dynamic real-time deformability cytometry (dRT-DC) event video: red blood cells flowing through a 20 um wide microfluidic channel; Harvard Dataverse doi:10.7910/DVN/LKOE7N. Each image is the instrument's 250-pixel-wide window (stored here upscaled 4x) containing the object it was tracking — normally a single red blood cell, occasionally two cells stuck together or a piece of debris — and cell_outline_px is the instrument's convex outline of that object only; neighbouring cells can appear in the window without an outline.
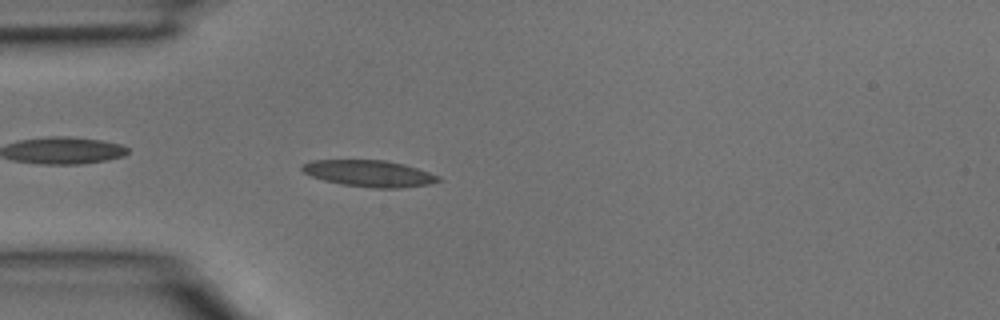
{"species": "common noctule bat (a hibernating species)", "species_latin": "Nyctalus noctula", "temperature_condition": "room temperature", "stored_images_in_passage": 3, "camera_frame_rate_fps": 3000, "um_per_image_px": 0.085, "animal": {"sex": "male", "body_mass_g": 15.6}, "frame": {"image": 1, "passage_image": 3, "time_ms": 0.667, "image_size_px": [1000, 320], "cell_outline_px": [[444, 180], [428, 184], [400, 188], [372, 188], [340, 184], [324, 180], [312, 176], [304, 172], [300, 168], [304, 164], [312, 160], [384, 160], [404, 164], [440, 176]], "centroid_in_image_um": [31.4, 14.75], "position_along_channel_um": 53.6, "area_um2": 20.98}}